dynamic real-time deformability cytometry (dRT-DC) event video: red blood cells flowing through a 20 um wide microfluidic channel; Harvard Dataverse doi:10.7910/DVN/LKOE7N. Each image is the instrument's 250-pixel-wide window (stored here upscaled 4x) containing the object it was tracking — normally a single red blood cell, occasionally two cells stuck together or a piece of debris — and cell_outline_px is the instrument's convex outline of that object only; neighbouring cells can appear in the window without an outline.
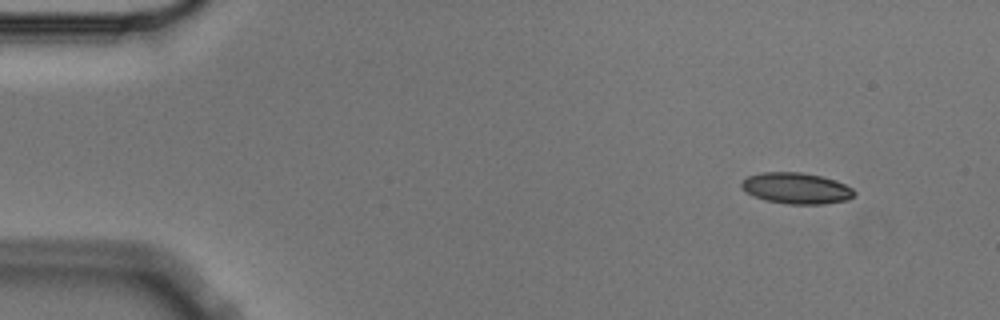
{"species": "Egyptian fruit bat (a non-hibernating species)", "species_latin": "Rousettus aegyptiacus", "temperature_condition": "cold", "stored_images_in_passage": 4, "camera_frame_rate_fps": 3000, "um_per_image_px": 0.085, "animal": {"sex": "male"}, "frame": {"image": 1, "passage_image": 1, "time_ms": 0.0, "image_size_px": [1000, 320], "cell_outline_px": [[856, 192], [848, 200], [824, 204], [788, 204], [764, 200], [740, 188], [740, 184], [748, 176], [764, 172], [800, 172], [820, 176], [836, 180], [852, 188]], "centroid_in_image_um": [67.7, 16.0], "position_along_channel_um": 17.3, "area_um2": 20.35}}
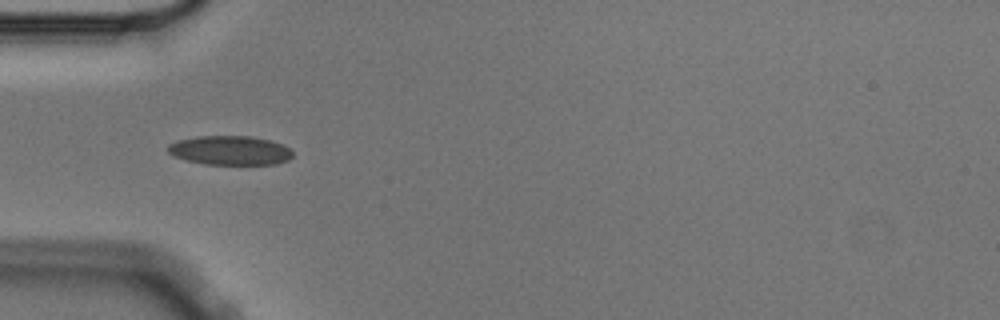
{"frame": {"image": 2, "passage_image": 4, "time_ms": 1.0, "image_size_px": [1000, 320], "cell_outline_px": [[292, 156], [288, 160], [276, 164], [204, 164], [188, 160], [176, 156], [168, 152], [168, 144], [176, 140], [196, 136], [252, 136], [272, 140], [288, 148], [292, 152]], "centroid_in_image_um": [19.55, 12.77], "position_along_channel_um": 65.5, "area_um2": 21.15}}